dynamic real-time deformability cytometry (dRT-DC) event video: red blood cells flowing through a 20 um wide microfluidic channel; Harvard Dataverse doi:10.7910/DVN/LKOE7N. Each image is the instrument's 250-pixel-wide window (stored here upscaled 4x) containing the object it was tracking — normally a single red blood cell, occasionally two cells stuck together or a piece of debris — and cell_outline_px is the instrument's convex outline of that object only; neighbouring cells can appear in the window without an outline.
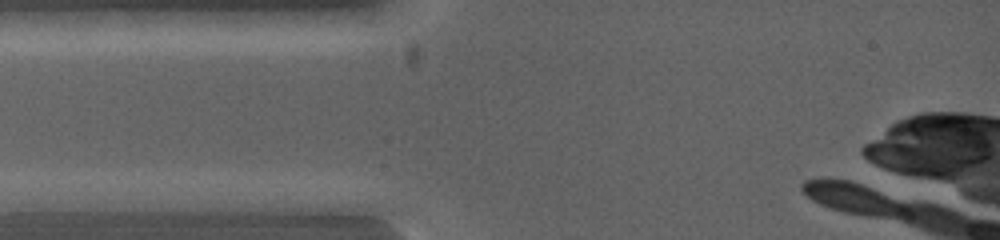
{"species": "common noctule bat (a hibernating species)", "species_latin": "Nyctalus noctula", "temperature_condition": "warm", "stored_images_in_passage": 3, "camera_frame_rate_fps": 5000, "um_per_image_px": 0.085, "animal": {"sex": "female", "body_mass_g": 19.0, "forearm_length_mm": 53.3}, "frame": {"image": 1, "passage_image": 1, "time_ms": 0.0, "image_size_px": [1000, 240], "cell_outline_px": [[128, 200], [96, 212], [16, 212], [12, 200], [40, 192], [80, 192]], "centroid_in_image_um": [5.46, 17.21], "position_along_channel_um": 79.5, "area_um2": 13.01}}